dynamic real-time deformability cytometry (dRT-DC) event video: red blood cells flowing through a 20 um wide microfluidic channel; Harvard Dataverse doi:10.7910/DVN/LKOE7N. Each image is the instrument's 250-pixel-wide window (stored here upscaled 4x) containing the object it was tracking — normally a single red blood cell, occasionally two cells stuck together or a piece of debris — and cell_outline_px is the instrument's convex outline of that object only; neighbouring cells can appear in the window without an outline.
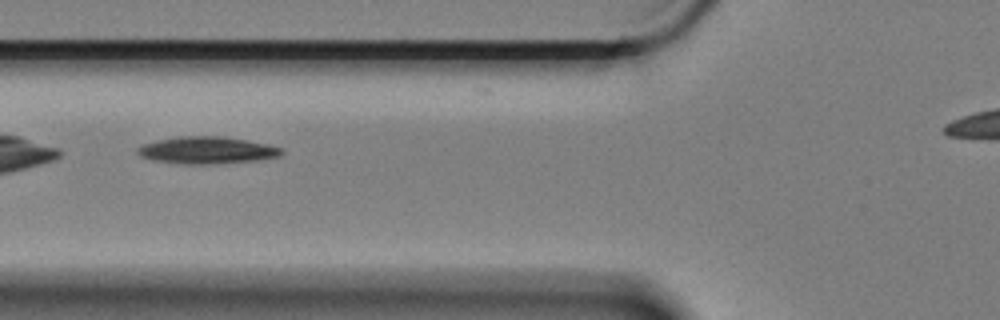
{"species": "Egyptian fruit bat (a non-hibernating species)", "species_latin": "Rousettus aegyptiacus", "temperature_condition": "cold", "stored_images_in_passage": 2, "camera_frame_rate_fps": 3000, "um_per_image_px": 0.085, "animal": {"sex": "female"}, "frame": {"image": 1, "passage_image": 2, "time_ms": 0.333, "image_size_px": [1000, 320], "cell_outline_px": [[284, 152], [280, 156], [260, 160], [208, 164], [180, 164], [156, 160], [140, 156], [136, 152], [136, 148], [144, 144], [160, 140], [180, 136], [224, 136], [248, 140], [268, 144], [284, 148]], "centroid_in_image_um": [17.65, 12.77], "position_along_channel_um": 108.2, "area_um2": 22.77}}